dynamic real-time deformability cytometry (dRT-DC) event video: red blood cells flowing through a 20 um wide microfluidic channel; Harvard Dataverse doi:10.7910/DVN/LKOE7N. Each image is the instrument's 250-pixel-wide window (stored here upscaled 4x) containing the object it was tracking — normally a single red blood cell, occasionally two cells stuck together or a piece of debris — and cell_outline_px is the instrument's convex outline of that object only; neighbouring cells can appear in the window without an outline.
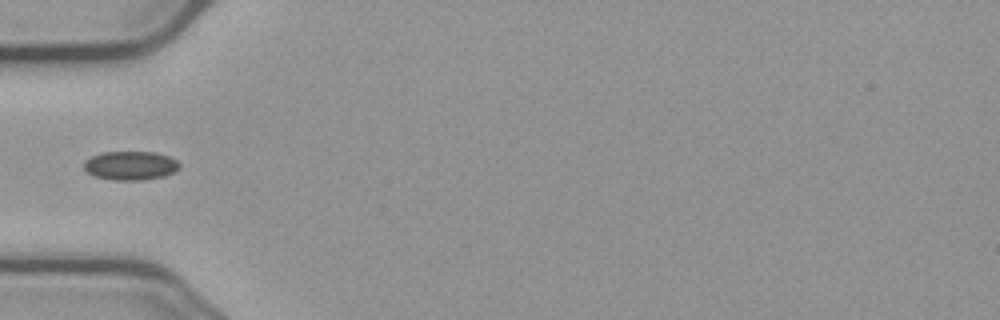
{"species": "common noctule bat (a hibernating species)", "species_latin": "Nyctalus noctula", "temperature_condition": "cold", "stored_images_in_passage": 5, "camera_frame_rate_fps": 3000, "um_per_image_px": 0.085, "animal": {"sex": "male", "body_mass_g": 23.1, "forearm_length_mm": 52.7}, "frame": {"image": 1, "passage_image": 5, "time_ms": 5.333, "image_size_px": [1000, 320], "cell_outline_px": [[180, 168], [176, 172], [164, 176], [144, 180], [112, 180], [96, 176], [88, 172], [84, 168], [84, 160], [92, 156], [104, 152], [152, 152], [168, 156], [176, 160], [180, 164]], "centroid_in_image_um": [11.12, 14.08], "position_along_channel_um": 73.9, "area_um2": 16.07}}